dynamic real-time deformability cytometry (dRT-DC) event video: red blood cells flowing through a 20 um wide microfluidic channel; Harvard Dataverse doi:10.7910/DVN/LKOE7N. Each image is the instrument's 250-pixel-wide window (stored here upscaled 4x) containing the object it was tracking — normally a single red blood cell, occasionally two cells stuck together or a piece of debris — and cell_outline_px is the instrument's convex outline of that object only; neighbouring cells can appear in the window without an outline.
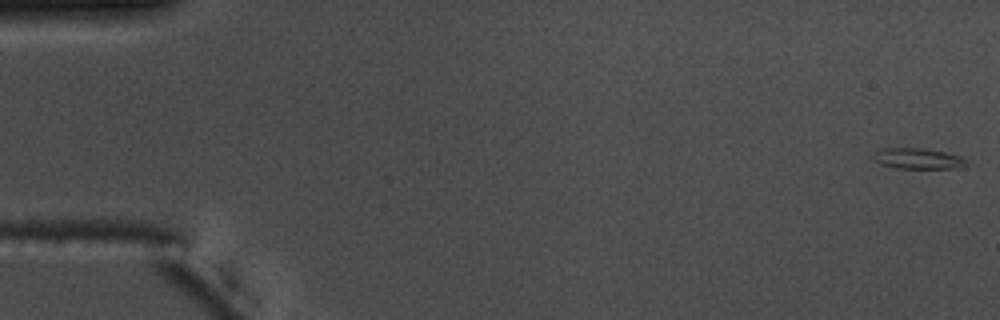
{"species": "common noctule bat (a hibernating species)", "species_latin": "Nyctalus noctula", "temperature_condition": "warm", "stored_images_in_passage": 55, "camera_frame_rate_fps": 3000, "um_per_image_px": 0.085, "animal": {"sex": "male", "body_mass_g": 17.5, "forearm_length_mm": 52.3}, "frame": {"image": 1, "passage_image": 1, "time_ms": 0.0, "image_size_px": [1000, 320], "cell_outline_px": [[972, 164], [956, 168], [896, 168], [880, 164], [872, 160], [872, 156], [880, 148], [924, 148], [964, 156]], "centroid_in_image_um": [78.07, 13.48], "position_along_channel_um": 6.9, "area_um2": 11.56}}
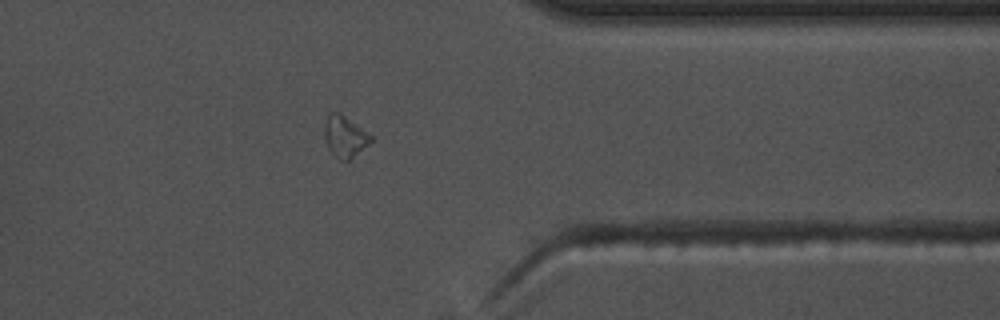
{"frame": {"image": 2, "passage_image": 44, "time_ms": 14.333, "image_size_px": [1000, 320], "cell_outline_px": [[372, 140], [368, 144], [348, 160], [340, 160], [328, 148], [324, 140], [324, 120], [328, 112], [340, 112], [372, 136]], "centroid_in_image_um": [29.25, 11.56], "position_along_channel_um": 382.1, "area_um2": 11.1}}
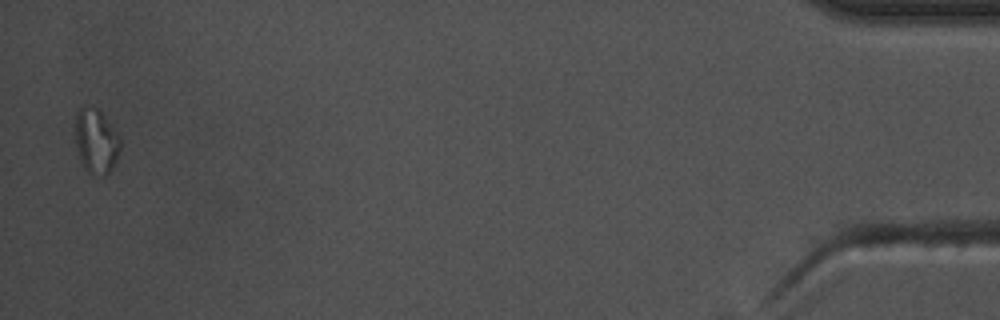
{"frame": {"image": 3, "passage_image": 54, "time_ms": 17.667, "image_size_px": [1000, 320], "cell_outline_px": [[120, 148], [116, 160], [112, 168], [104, 176], [88, 172], [80, 160], [76, 140], [76, 112], [84, 104], [88, 104], [100, 108], [120, 136]], "centroid_in_image_um": [8.18, 11.92], "position_along_channel_um": 427.0, "area_um2": 17.11}, "authors_computed_cell_mechanics": {"area_um2": 10.8664, "velocity_mm_per_s": 3.7692, "shape_relaxation_time_tau1_ms": 4.6472, "shape_relaxation_time_tau2_ms": null, "deformation_change_tau1": 0.153, "deformation_change_tau2": null}}